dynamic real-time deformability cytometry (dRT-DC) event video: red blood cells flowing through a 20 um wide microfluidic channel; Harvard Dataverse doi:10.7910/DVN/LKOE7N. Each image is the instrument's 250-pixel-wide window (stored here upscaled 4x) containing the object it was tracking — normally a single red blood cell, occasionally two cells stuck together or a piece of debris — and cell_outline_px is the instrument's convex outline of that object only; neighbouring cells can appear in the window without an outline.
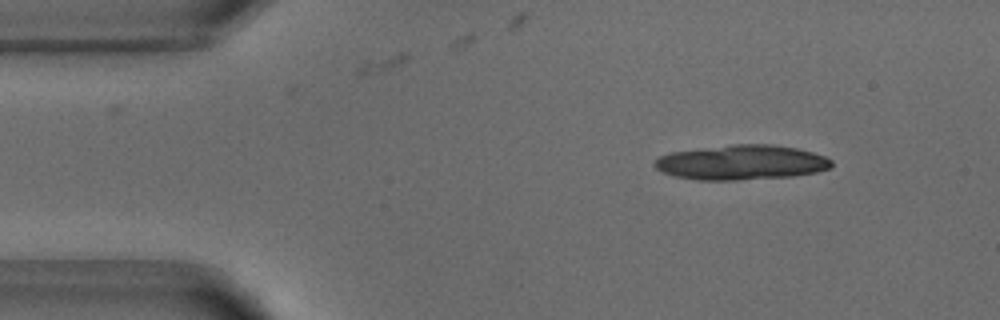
{"species": "common noctule bat (a hibernating species)", "species_latin": "Nyctalus noctula", "temperature_condition": "warm", "stored_images_in_passage": 17, "camera_frame_rate_fps": 3000, "um_per_image_px": 0.085, "animal": {"sex": "male", "body_mass_g": 18.8}, "frame": {"image": 1, "passage_image": 6, "time_ms": 1.667, "image_size_px": [1000, 320], "cell_outline_px": [[832, 168], [816, 172], [792, 176], [736, 180], [696, 180], [676, 176], [664, 172], [656, 168], [652, 164], [660, 156], [672, 152], [736, 144], [772, 144], [796, 148], [812, 152], [824, 156], [832, 160]], "centroid_in_image_um": [63.05, 13.81], "position_along_channel_um": 21.9, "area_um2": 35.66}}